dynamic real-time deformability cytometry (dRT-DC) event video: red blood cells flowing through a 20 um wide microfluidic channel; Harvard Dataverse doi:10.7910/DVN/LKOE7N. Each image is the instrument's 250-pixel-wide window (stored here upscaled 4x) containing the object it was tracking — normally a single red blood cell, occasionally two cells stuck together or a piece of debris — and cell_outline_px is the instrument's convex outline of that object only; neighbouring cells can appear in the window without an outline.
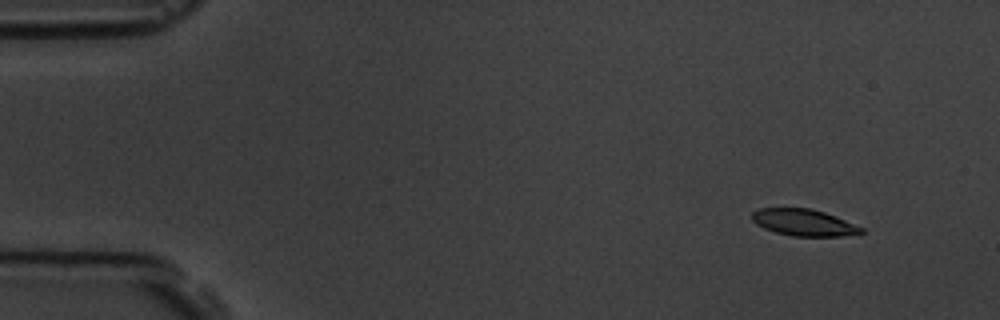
{"species": "common noctule bat (a hibernating species)", "species_latin": "Nyctalus noctula", "temperature_condition": "room temperature", "stored_images_in_passage": 15, "camera_frame_rate_fps": 3000, "um_per_image_px": 0.085, "animal": {"sex": "male", "body_mass_g": 19.5, "forearm_length_mm": 54.6}, "frame": {"image": 1, "passage_image": 2, "time_ms": 1.0, "image_size_px": [1000, 320], "cell_outline_px": [[864, 232], [840, 236], [792, 236], [776, 232], [764, 228], [756, 224], [752, 220], [752, 212], [760, 208], [812, 208], [836, 216], [864, 228]], "centroid_in_image_um": [68.31, 18.91], "position_along_channel_um": 16.7, "area_um2": 16.94}}
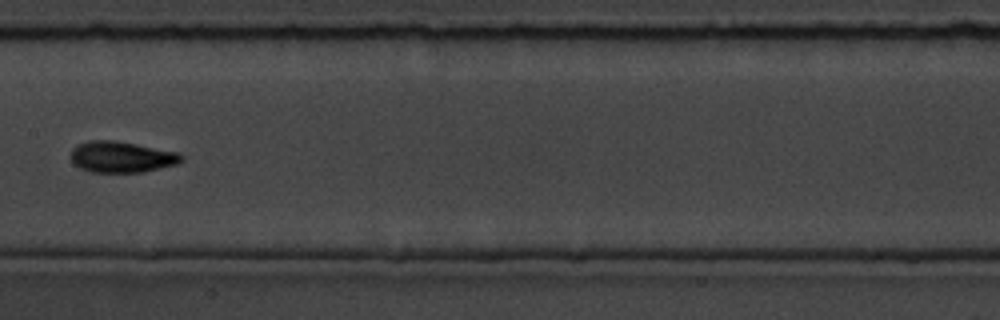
{"frame": {"image": 2, "passage_image": 8, "time_ms": 9.0, "image_size_px": [1000, 320], "cell_outline_px": [[184, 160], [176, 164], [144, 172], [92, 172], [80, 168], [72, 164], [68, 156], [72, 148], [88, 140], [112, 140], [136, 144], [176, 152], [184, 156]], "centroid_in_image_um": [10.28, 13.34], "position_along_channel_um": 197.1, "area_um2": 20.17}}
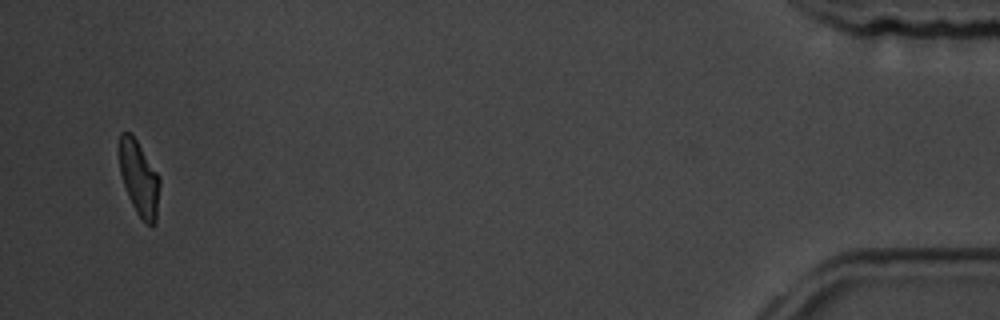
{"frame": {"image": 3, "passage_image": 15, "time_ms": 17.667, "image_size_px": [1000, 320], "cell_outline_px": [[160, 184], [156, 224], [148, 224], [136, 212], [128, 196], [120, 172], [120, 132], [128, 132], [136, 140], [160, 176]], "centroid_in_image_um": [11.85, 15.17], "position_along_channel_um": 423.3, "area_um2": 17.28}, "authors_computed_cell_mechanics": {"area_um2": 18.496, "velocity_mm_per_s": 3.5841, "shape_relaxation_time_tau1_ms": 2.7131, "shape_relaxation_time_tau2_ms": 1.632, "deformation_change_tau1": 0.1031, "deformation_change_tau2": 0.0528}}